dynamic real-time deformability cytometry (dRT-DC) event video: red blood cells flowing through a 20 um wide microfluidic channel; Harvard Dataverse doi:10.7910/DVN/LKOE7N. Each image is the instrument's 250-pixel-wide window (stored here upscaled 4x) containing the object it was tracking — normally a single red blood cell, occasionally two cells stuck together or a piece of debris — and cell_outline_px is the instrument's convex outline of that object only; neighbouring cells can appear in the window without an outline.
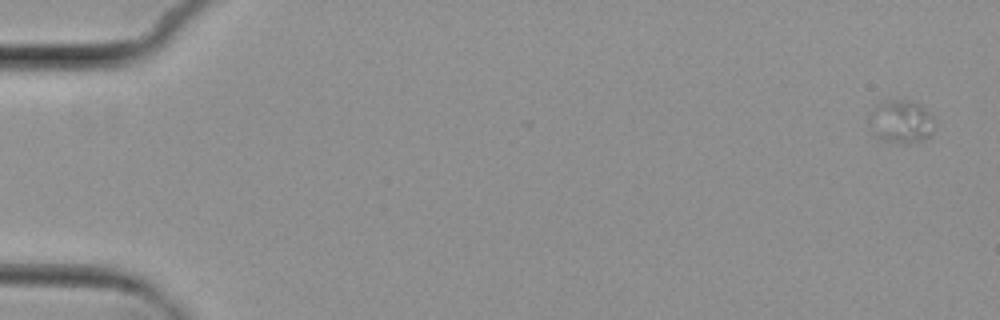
{"species": "common noctule bat (a hibernating species)", "species_latin": "Nyctalus noctula", "temperature_condition": "cold", "stored_images_in_passage": 3, "camera_frame_rate_fps": 3000, "um_per_image_px": 0.085, "animal": {"sex": "female", "body_mass_g": 29.2, "forearm_length_mm": 56.3}, "frame": {"image": 1, "passage_image": 1, "time_ms": 0.0, "image_size_px": [1000, 320], "cell_outline_px": [[932, 132], [924, 140], [908, 144], [900, 144], [880, 140], [872, 132], [868, 120], [868, 116], [884, 100], [904, 100], [920, 104], [932, 112]], "centroid_in_image_um": [76.58, 10.36], "position_along_channel_um": 8.4, "area_um2": 16.53}}